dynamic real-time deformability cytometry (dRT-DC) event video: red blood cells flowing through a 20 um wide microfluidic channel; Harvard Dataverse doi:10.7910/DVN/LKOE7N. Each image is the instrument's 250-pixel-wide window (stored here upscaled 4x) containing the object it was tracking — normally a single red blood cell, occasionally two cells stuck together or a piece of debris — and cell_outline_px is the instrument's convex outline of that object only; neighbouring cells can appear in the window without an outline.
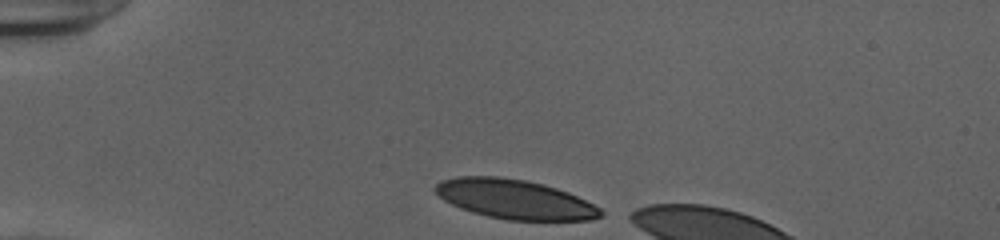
{"species": "human", "species_latin": "Homo sapiens", "temperature_condition": "cold", "stored_images_in_passage": 32, "camera_frame_rate_fps": 3000, "um_per_image_px": 0.085, "donor": {"sex": "female"}, "frame": {"image": 1, "passage_image": 1, "time_ms": 0.0, "image_size_px": [1000, 240], "cell_outline_px": [[604, 212], [600, 216], [592, 220], [508, 220], [488, 216], [472, 212], [460, 208], [444, 200], [432, 188], [440, 180], [460, 176], [496, 176], [524, 180], [544, 184], [568, 192], [600, 208]], "centroid_in_image_um": [43.73, 16.93], "position_along_channel_um": 41.3, "area_um2": 37.8}}
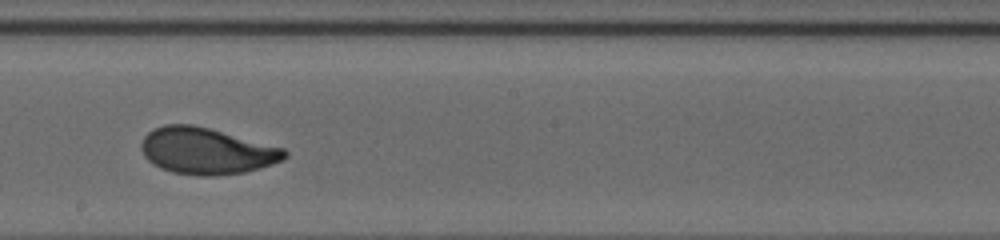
{"frame": {"image": 2, "passage_image": 19, "time_ms": 6.0, "image_size_px": [1000, 240], "cell_outline_px": [[288, 156], [284, 160], [260, 168], [244, 172], [216, 176], [200, 176], [172, 172], [160, 168], [152, 164], [144, 156], [140, 148], [140, 144], [144, 136], [152, 128], [164, 124], [192, 124], [208, 128], [284, 148], [288, 152]], "centroid_in_image_um": [17.52, 12.83], "position_along_channel_um": 230.7, "area_um2": 39.02}}
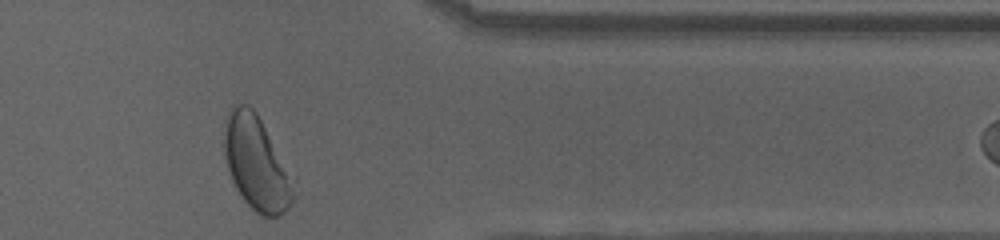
{"frame": {"image": 3, "passage_image": 32, "time_ms": 10.333, "image_size_px": [1000, 240], "cell_outline_px": [[300, 196], [284, 212], [276, 216], [260, 216], [244, 200], [236, 188], [232, 180], [224, 156], [224, 120], [232, 108], [236, 104], [248, 104], [256, 112], [296, 176]], "centroid_in_image_um": [21.9, 13.91], "position_along_channel_um": 389.5, "area_um2": 39.3}, "authors_computed_cell_mechanics": {"area_um2": 38.148, "velocity_mm_per_s": 3.9014, "shape_relaxation_time_tau1_ms": 2.9472, "shape_relaxation_time_tau2_ms": 0.8895, "deformation_change_tau1": 0.1652, "deformation_change_tau2": 0.0634}}